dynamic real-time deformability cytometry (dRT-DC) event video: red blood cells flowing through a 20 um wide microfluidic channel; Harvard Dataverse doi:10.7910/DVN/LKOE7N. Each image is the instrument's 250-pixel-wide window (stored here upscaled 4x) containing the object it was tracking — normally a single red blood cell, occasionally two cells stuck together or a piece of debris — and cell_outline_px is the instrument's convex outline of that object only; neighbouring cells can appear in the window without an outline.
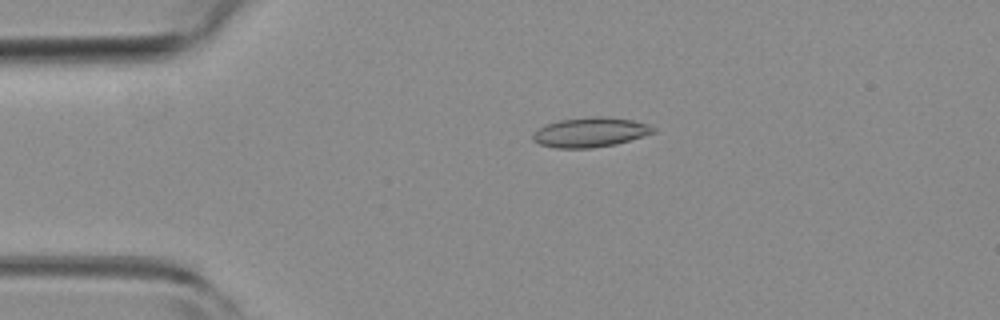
{"species": "common noctule bat (a hibernating species)", "species_latin": "Nyctalus noctula", "temperature_condition": "room temperature", "stored_images_in_passage": 5, "camera_frame_rate_fps": 3000, "um_per_image_px": 0.085, "animal": {"sex": "female", "body_mass_g": 19.3, "forearm_length_mm": 54.1}, "frame": {"image": 1, "passage_image": 4, "time_ms": 1.0, "image_size_px": [1000, 320], "cell_outline_px": [[656, 132], [616, 144], [592, 148], [556, 148], [540, 144], [532, 140], [532, 132], [544, 124], [560, 120], [592, 116], [604, 116], [632, 120], [648, 124], [656, 128]], "centroid_in_image_um": [50.15, 11.24], "position_along_channel_um": 34.9, "area_um2": 20.98}}